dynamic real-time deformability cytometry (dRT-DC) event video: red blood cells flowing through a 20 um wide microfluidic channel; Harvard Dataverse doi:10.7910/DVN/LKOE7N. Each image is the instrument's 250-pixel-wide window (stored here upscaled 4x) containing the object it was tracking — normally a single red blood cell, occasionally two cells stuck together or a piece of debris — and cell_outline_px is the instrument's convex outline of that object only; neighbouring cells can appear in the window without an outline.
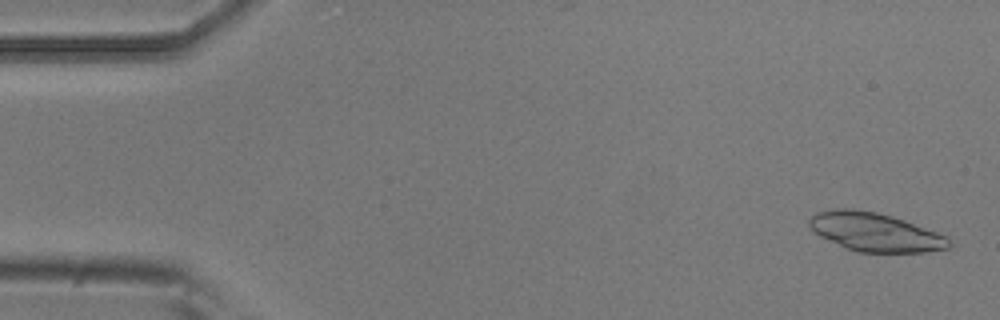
{"species": "common noctule bat (a hibernating species)", "species_latin": "Nyctalus noctula", "temperature_condition": "room temperature", "stored_images_in_passage": 6, "camera_frame_rate_fps": 3000, "um_per_image_px": 0.085, "animal": {"sex": "male", "body_mass_g": 20.5, "forearm_length_mm": 52.5}, "frame": {"image": 1, "passage_image": 1, "time_ms": 0.0, "image_size_px": [1000, 320], "cell_outline_px": [[952, 244], [948, 248], [928, 252], [856, 252], [844, 248], [812, 232], [808, 224], [808, 220], [816, 212], [832, 208], [852, 208], [876, 212], [892, 216], [904, 220], [948, 236]], "centroid_in_image_um": [74.35, 19.72], "position_along_channel_um": 10.6, "area_um2": 31.79}}